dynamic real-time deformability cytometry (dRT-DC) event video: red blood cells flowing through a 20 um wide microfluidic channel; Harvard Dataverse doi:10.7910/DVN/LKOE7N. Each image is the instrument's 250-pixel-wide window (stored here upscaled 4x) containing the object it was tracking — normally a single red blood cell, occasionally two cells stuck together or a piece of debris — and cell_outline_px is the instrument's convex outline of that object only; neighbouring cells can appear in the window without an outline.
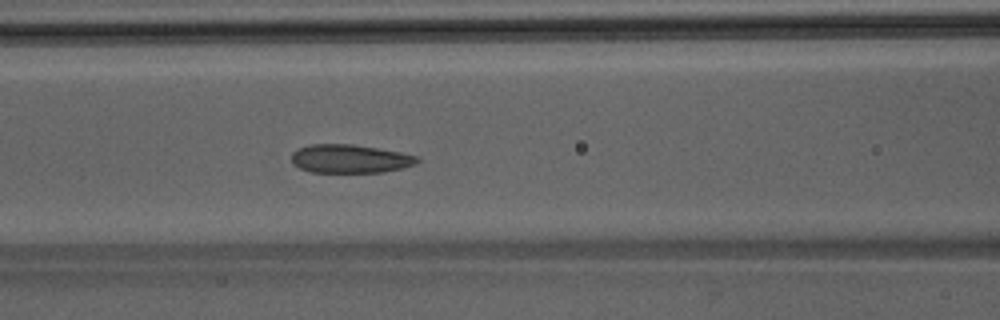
{"species": "Egyptian fruit bat (a non-hibernating species)", "species_latin": "Rousettus aegyptiacus", "temperature_condition": "room temperature", "stored_images_in_passage": 37, "camera_frame_rate_fps": 3000, "um_per_image_px": 0.085, "animal": {"sex": "male"}, "frame": {"image": 1, "passage_image": 9, "time_ms": 2.667, "image_size_px": [1000, 320], "cell_outline_px": [[420, 160], [416, 164], [404, 168], [384, 172], [312, 172], [300, 168], [292, 164], [292, 152], [300, 148], [312, 144], [352, 144], [400, 152], [416, 156]], "centroid_in_image_um": [29.76, 13.5], "position_along_channel_um": 136.8, "area_um2": 20.81}}
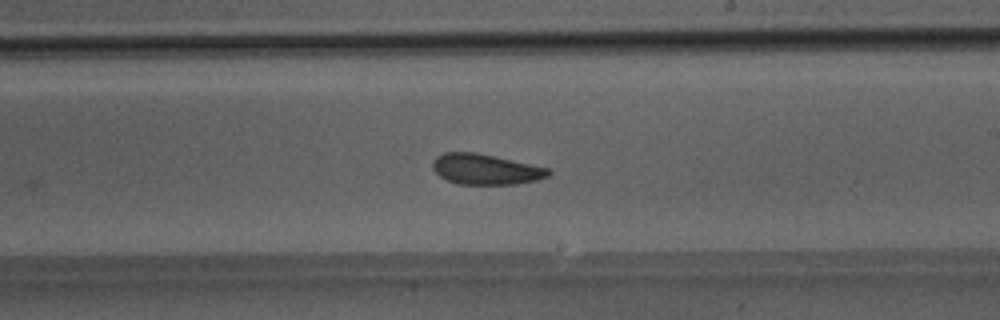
{"frame": {"image": 2, "passage_image": 17, "time_ms": 5.333, "image_size_px": [1000, 320], "cell_outline_px": [[552, 172], [548, 176], [536, 180], [516, 184], [456, 184], [440, 176], [432, 168], [432, 160], [436, 156], [444, 152], [476, 152], [548, 168]], "centroid_in_image_um": [41.24, 14.38], "position_along_channel_um": 247.8, "area_um2": 20.52}}
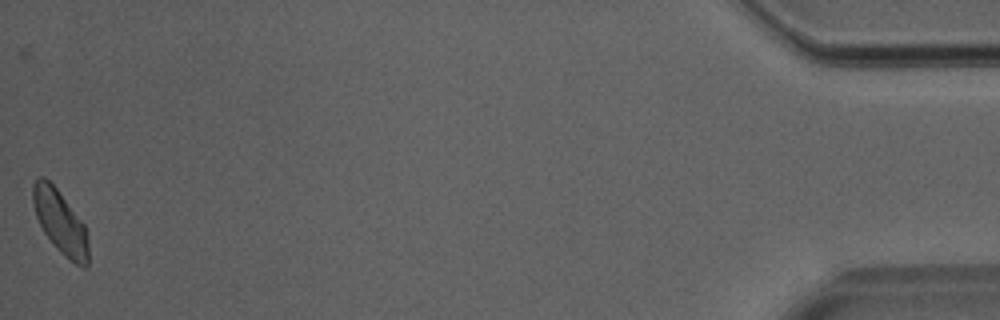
{"frame": {"image": 3, "passage_image": 37, "time_ms": 12.0, "image_size_px": [1000, 320], "cell_outline_px": [[88, 264], [84, 268], [68, 260], [56, 248], [44, 232], [36, 216], [32, 200], [32, 184], [36, 176], [44, 176], [56, 188], [84, 224], [88, 232]], "centroid_in_image_um": [5.12, 18.87], "position_along_channel_um": 430.1, "area_um2": 20.58}}